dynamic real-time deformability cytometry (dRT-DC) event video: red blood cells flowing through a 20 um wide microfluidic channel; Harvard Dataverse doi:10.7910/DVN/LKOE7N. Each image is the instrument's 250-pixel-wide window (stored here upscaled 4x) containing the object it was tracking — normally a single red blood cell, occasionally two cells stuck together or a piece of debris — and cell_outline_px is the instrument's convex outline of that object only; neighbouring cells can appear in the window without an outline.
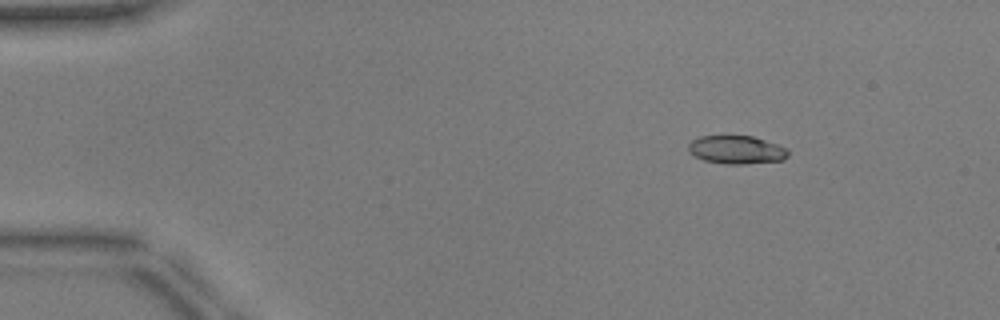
{"species": "common noctule bat (a hibernating species)", "species_latin": "Nyctalus noctula", "temperature_condition": "warm", "stored_images_in_passage": 51, "camera_frame_rate_fps": 3000, "um_per_image_px": 0.085, "animal": {"sex": "male", "body_mass_g": 17.9, "forearm_length_mm": 54.2}, "frame": {"image": 1, "passage_image": 7, "time_ms": 2.0, "image_size_px": [1000, 320], "cell_outline_px": [[788, 156], [784, 160], [744, 164], [724, 164], [704, 160], [688, 152], [688, 144], [692, 140], [700, 136], [752, 136], [788, 148]], "centroid_in_image_um": [62.6, 12.74], "position_along_channel_um": 22.4, "area_um2": 16.42}}
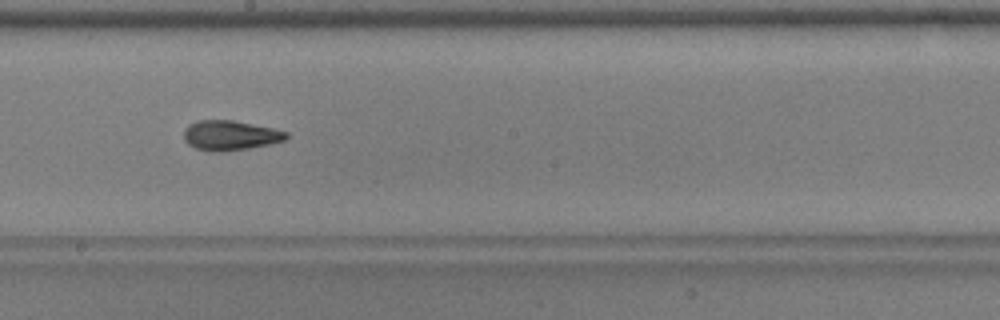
{"frame": {"image": 2, "passage_image": 29, "time_ms": 9.333, "image_size_px": [1000, 320], "cell_outline_px": [[288, 136], [284, 140], [268, 144], [248, 148], [224, 152], [212, 152], [196, 148], [188, 144], [184, 140], [184, 128], [188, 124], [196, 120], [232, 120], [272, 128], [288, 132]], "centroid_in_image_um": [19.51, 11.5], "position_along_channel_um": 228.7, "area_um2": 17.8}}
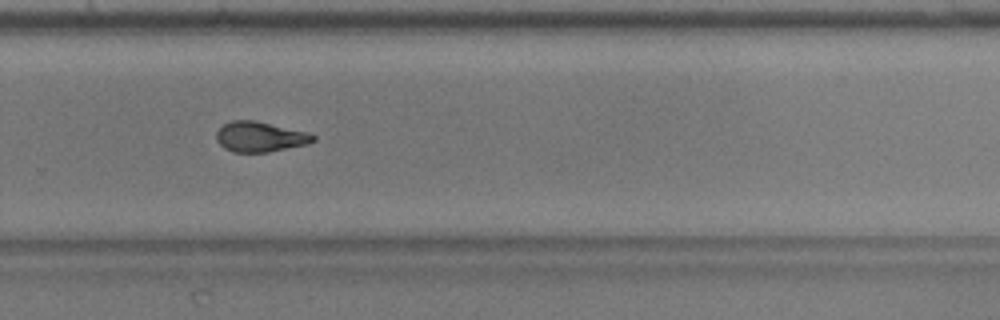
{"frame": {"image": 3, "passage_image": 35, "time_ms": 11.333, "image_size_px": [1000, 320], "cell_outline_px": [[316, 140], [308, 144], [268, 152], [232, 152], [224, 148], [216, 140], [216, 132], [224, 124], [232, 120], [256, 120], [308, 132], [316, 136]], "centroid_in_image_um": [22.11, 11.62], "position_along_channel_um": 307.7, "area_um2": 17.17}, "authors_computed_cell_mechanics": {"area_um2": 17.4556, "velocity_mm_per_s": 3.9722, "shape_relaxation_time_tau1_ms": 5.4667, "shape_relaxation_time_tau2_ms": 1.9848, "deformation_change_tau1": 0.1882, "deformation_change_tau2": 0.0965}}